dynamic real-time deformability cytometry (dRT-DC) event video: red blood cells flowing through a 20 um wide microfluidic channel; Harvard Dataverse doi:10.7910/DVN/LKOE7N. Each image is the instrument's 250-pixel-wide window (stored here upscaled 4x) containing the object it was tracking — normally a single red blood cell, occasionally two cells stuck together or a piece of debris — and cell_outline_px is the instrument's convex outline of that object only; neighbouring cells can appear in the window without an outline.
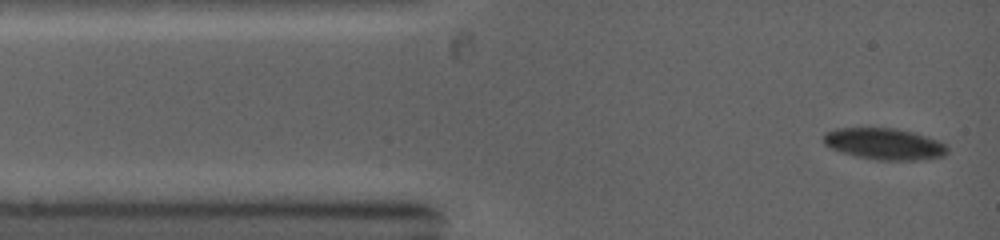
{"species": "common noctule bat (a hibernating species)", "species_latin": "Nyctalus noctula", "temperature_condition": "warm", "stored_images_in_passage": 61, "camera_frame_rate_fps": 5000, "um_per_image_px": 0.085, "animal": {"sex": "female", "body_mass_g": 19.0, "forearm_length_mm": 53.3}, "frame": {"image": 1, "passage_image": 1, "time_ms": 0.0, "image_size_px": [1000, 240], "cell_outline_px": [[948, 152], [944, 156], [920, 160], [876, 160], [856, 156], [832, 148], [824, 144], [824, 132], [836, 128], [896, 128], [912, 132], [940, 140], [948, 148]], "centroid_in_image_um": [75.2, 12.23], "position_along_channel_um": 9.8, "area_um2": 22.72}}
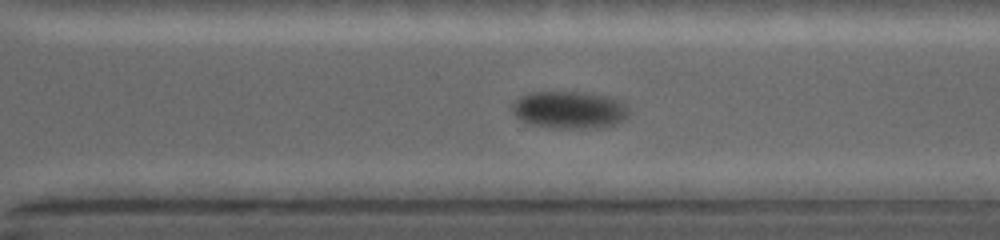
{"frame": {"image": 2, "passage_image": 40, "time_ms": 8.6, "image_size_px": [1000, 240], "cell_outline_px": [[628, 116], [616, 124], [600, 128], [552, 128], [528, 124], [520, 120], [512, 112], [512, 104], [520, 96], [528, 92], [584, 92], [612, 96], [620, 100], [628, 108]], "centroid_in_image_um": [48.39, 9.34], "position_along_channel_um": 322.2, "area_um2": 25.84}}
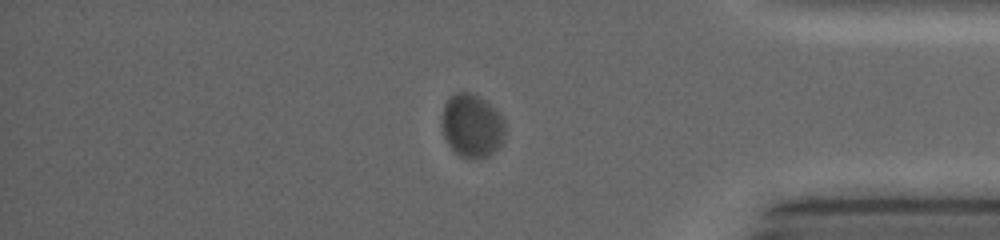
{"frame": {"image": 3, "passage_image": 55, "time_ms": 10.8, "image_size_px": [1000, 240], "cell_outline_px": [[504, 140], [488, 156], [476, 160], [468, 160], [460, 156], [448, 144], [444, 136], [444, 104], [448, 96], [456, 92], [472, 92], [484, 100], [504, 120]], "centroid_in_image_um": [40.11, 10.71], "position_along_channel_um": 395.1, "area_um2": 23.06}}